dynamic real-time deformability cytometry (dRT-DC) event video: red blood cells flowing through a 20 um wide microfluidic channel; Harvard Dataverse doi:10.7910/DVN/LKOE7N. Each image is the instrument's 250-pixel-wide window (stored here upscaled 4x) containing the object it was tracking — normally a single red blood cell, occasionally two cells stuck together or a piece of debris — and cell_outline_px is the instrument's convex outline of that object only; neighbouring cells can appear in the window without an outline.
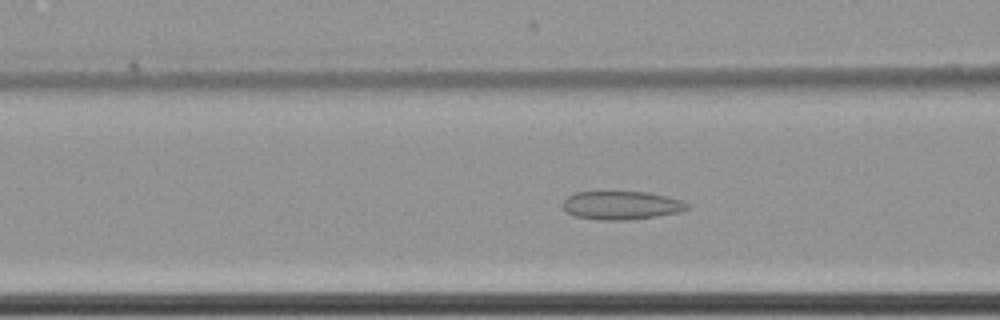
{"species": "common noctule bat (a hibernating species)", "species_latin": "Nyctalus noctula", "temperature_condition": "cold", "stored_images_in_passage": 61, "camera_frame_rate_fps": 3000, "um_per_image_px": 0.085, "animal": {"sex": "female", "body_mass_g": 22.7, "forearm_length_mm": 54.2}, "frame": {"image": 1, "passage_image": 26, "time_ms": 8.333, "image_size_px": [1000, 320], "cell_outline_px": [[692, 208], [680, 212], [656, 216], [624, 220], [600, 220], [572, 216], [564, 208], [564, 200], [568, 196], [576, 192], [648, 192], [680, 200], [688, 204]], "centroid_in_image_um": [52.83, 17.46], "position_along_channel_um": 113.8, "area_um2": 20.46}}
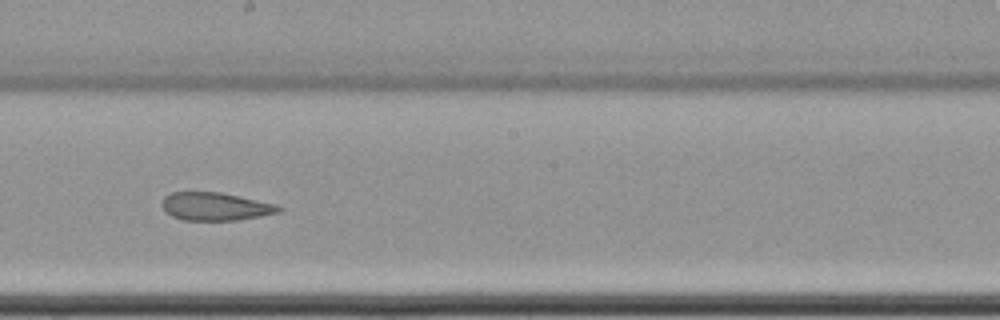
{"frame": {"image": 2, "passage_image": 36, "time_ms": 11.667, "image_size_px": [1000, 320], "cell_outline_px": [[284, 208], [280, 212], [260, 216], [236, 220], [184, 220], [172, 216], [164, 208], [164, 196], [172, 192], [220, 192], [276, 204]], "centroid_in_image_um": [18.35, 17.55], "position_along_channel_um": 229.9, "area_um2": 18.79}}
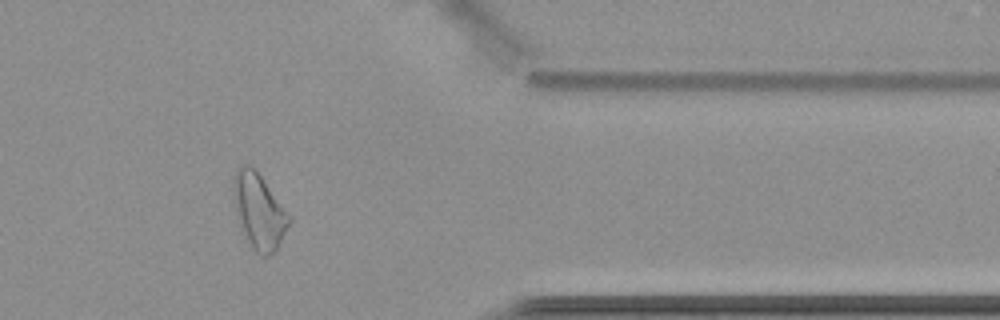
{"frame": {"image": 3, "passage_image": 51, "time_ms": 16.667, "image_size_px": [1000, 320], "cell_outline_px": [[292, 220], [276, 252], [268, 256], [260, 256], [252, 248], [240, 224], [236, 212], [232, 188], [232, 176], [236, 168], [244, 164], [248, 164], [256, 168], [292, 216]], "centroid_in_image_um": [22.04, 17.91], "position_along_channel_um": 389.4, "area_um2": 25.03}, "authors_computed_cell_mechanics": {"area_um2": 25.0274, "velocity_mm_per_s": 3.489, "shape_relaxation_time_tau1_ms": null, "shape_relaxation_time_tau2_ms": 4.0563, "deformation_change_tau1": null, "deformation_change_tau2": 0.1122}}